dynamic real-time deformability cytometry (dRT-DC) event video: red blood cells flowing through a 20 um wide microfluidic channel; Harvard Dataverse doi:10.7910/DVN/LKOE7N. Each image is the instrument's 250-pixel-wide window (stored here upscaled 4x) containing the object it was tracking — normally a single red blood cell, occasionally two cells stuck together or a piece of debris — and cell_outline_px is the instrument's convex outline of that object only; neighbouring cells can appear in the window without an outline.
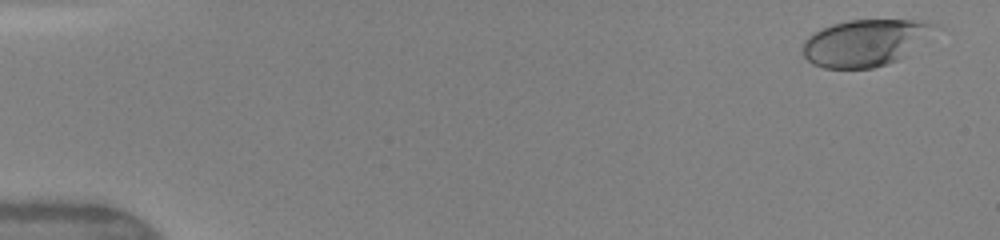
{"species": "human", "species_latin": "Homo sapiens", "temperature_condition": "warm", "stored_images_in_passage": 48, "camera_frame_rate_fps": 3000, "um_per_image_px": 0.085, "donor": {"sex": "female"}, "frame": {"image": 1, "passage_image": 1, "time_ms": 0.0, "image_size_px": [1000, 240], "cell_outline_px": [[940, 28], [896, 60], [888, 64], [872, 68], [824, 68], [812, 64], [804, 56], [804, 40], [812, 32], [832, 24], [848, 20], [928, 20], [940, 24]], "centroid_in_image_um": [73.55, 3.6], "position_along_channel_um": 11.5, "area_um2": 35.84}}
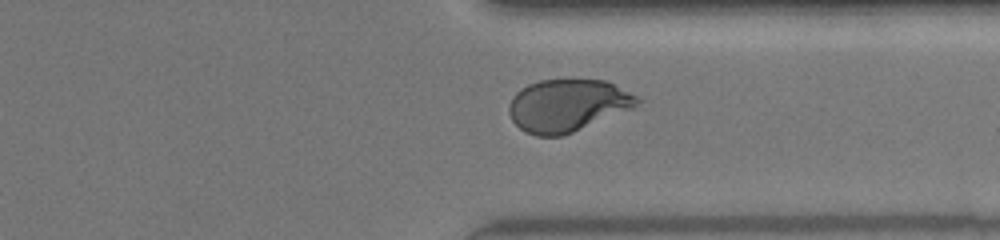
{"frame": {"image": 2, "passage_image": 37, "time_ms": 12.0, "image_size_px": [1000, 240], "cell_outline_px": [[640, 100], [632, 108], [564, 136], [536, 136], [520, 128], [512, 120], [508, 112], [508, 104], [512, 96], [516, 92], [528, 84], [540, 80], [604, 80], [636, 96]], "centroid_in_image_um": [48.17, 8.97], "position_along_channel_um": 363.2, "area_um2": 38.73}}
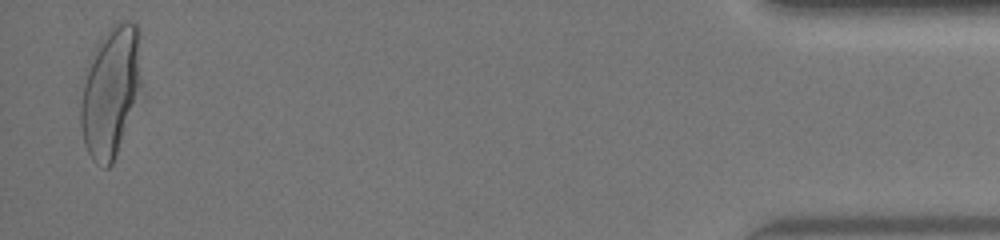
{"frame": {"image": 3, "passage_image": 47, "time_ms": 15.333, "image_size_px": [1000, 240], "cell_outline_px": [[140, 88], [112, 164], [108, 168], [104, 168], [96, 164], [92, 160], [84, 144], [80, 124], [80, 108], [84, 68], [96, 44], [120, 20], [132, 20], [136, 24], [140, 76]], "centroid_in_image_um": [9.33, 7.8], "position_along_channel_um": 425.9, "area_um2": 45.32}, "authors_computed_cell_mechanics": {"area_um2": 39.5352, "velocity_mm_per_s": 4.1528, "shape_relaxation_time_tau1_ms": 4.1688, "shape_relaxation_time_tau2_ms": null, "deformation_change_tau1": 0.2095, "deformation_change_tau2": null}}